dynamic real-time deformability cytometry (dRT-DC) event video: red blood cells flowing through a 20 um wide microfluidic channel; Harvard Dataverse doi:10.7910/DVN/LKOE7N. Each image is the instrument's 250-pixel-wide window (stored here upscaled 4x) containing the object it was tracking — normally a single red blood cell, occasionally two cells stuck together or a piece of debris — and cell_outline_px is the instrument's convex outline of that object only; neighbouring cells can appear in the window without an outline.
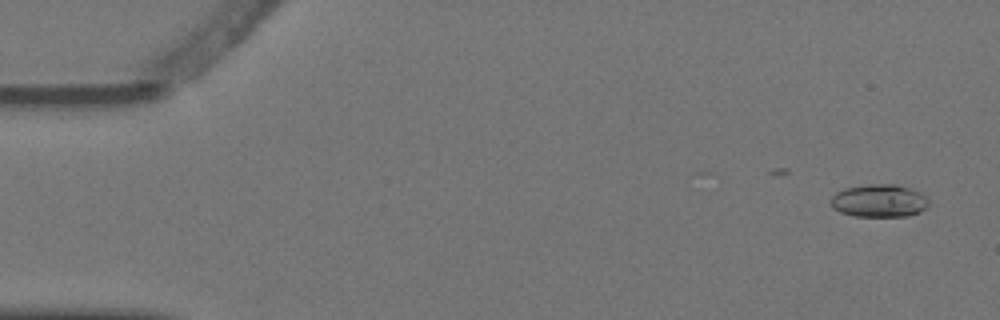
{"species": "Egyptian fruit bat (a non-hibernating species)", "species_latin": "Rousettus aegyptiacus", "temperature_condition": "warm", "stored_images_in_passage": 4, "camera_frame_rate_fps": 3000, "um_per_image_px": 0.085, "animal": {"sex": "female"}, "frame": {"image": 1, "passage_image": 1, "time_ms": 0.0, "image_size_px": [1000, 320], "cell_outline_px": [[928, 204], [920, 212], [908, 216], [856, 216], [840, 212], [832, 208], [828, 200], [836, 192], [844, 188], [868, 184], [896, 184], [920, 192], [928, 200]], "centroid_in_image_um": [74.67, 17.06], "position_along_channel_um": 10.3, "area_um2": 18.79}}
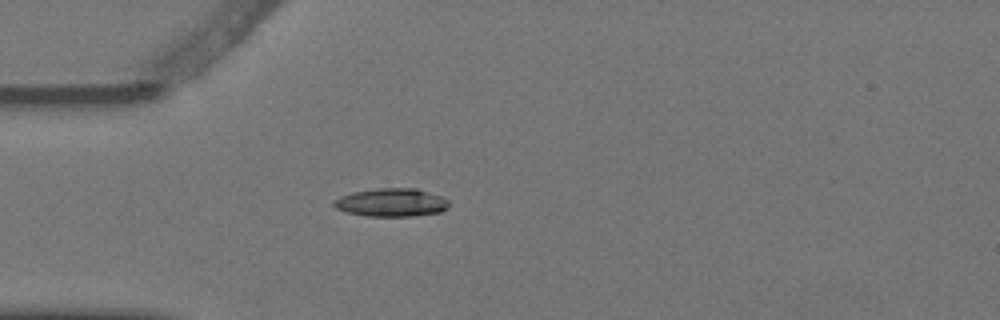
{"frame": {"image": 2, "passage_image": 4, "time_ms": 1.0, "image_size_px": [1000, 320], "cell_outline_px": [[448, 208], [440, 212], [412, 216], [364, 216], [348, 212], [336, 208], [332, 204], [332, 200], [340, 196], [352, 192], [380, 188], [416, 188], [440, 196], [448, 200]], "centroid_in_image_um": [33.24, 17.21], "position_along_channel_um": 51.8, "area_um2": 18.9}}